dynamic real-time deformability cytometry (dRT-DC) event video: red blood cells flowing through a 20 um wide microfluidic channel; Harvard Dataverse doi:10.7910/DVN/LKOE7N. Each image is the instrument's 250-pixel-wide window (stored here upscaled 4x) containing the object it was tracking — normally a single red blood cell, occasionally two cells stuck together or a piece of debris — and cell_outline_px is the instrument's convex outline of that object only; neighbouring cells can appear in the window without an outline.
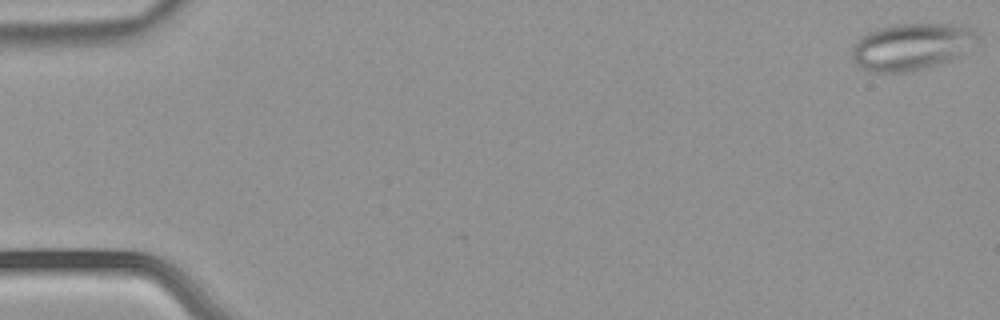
{"species": "common noctule bat (a hibernating species)", "species_latin": "Nyctalus noctula", "temperature_condition": "warm", "stored_images_in_passage": 53, "camera_frame_rate_fps": 3000, "um_per_image_px": 0.085, "animal": {"sex": "male", "body_mass_g": 21.5, "forearm_length_mm": 52.0}, "frame": {"image": 1, "passage_image": 1, "time_ms": 0.0, "image_size_px": [1000, 320], "cell_outline_px": [[976, 36], [960, 56], [912, 72], [868, 72], [860, 68], [856, 64], [852, 56], [852, 48], [860, 36], [876, 28], [892, 24], [960, 24], [976, 28]], "centroid_in_image_um": [77.41, 3.95], "position_along_channel_um": 7.6, "area_um2": 34.16}}
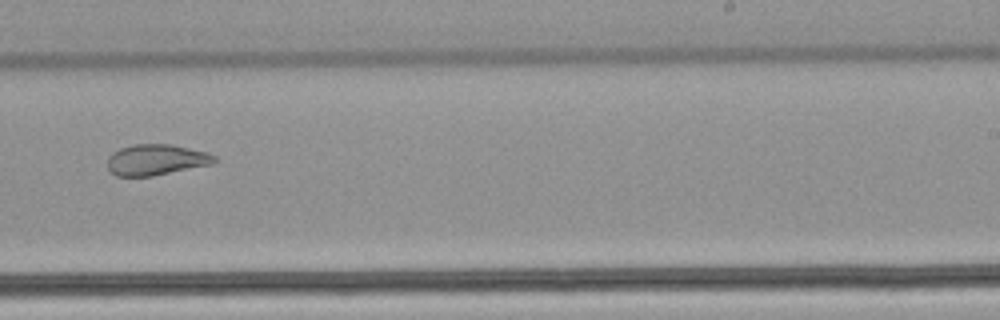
{"frame": {"image": 2, "passage_image": 34, "time_ms": 11.0, "image_size_px": [1000, 320], "cell_outline_px": [[220, 160], [212, 164], [152, 176], [116, 176], [108, 168], [108, 156], [112, 152], [120, 148], [132, 144], [172, 144], [208, 152], [216, 156]], "centroid_in_image_um": [13.3, 13.57], "position_along_channel_um": 275.7, "area_um2": 19.42}}
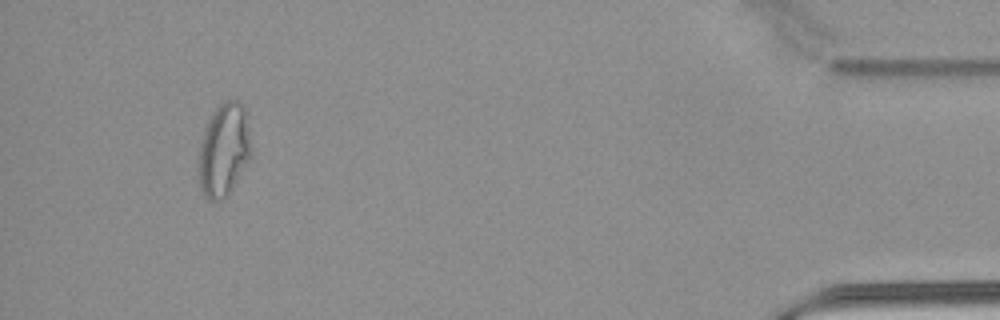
{"frame": {"image": 3, "passage_image": 50, "time_ms": 16.333, "image_size_px": [1000, 320], "cell_outline_px": [[252, 156], [228, 196], [220, 200], [208, 200], [204, 196], [200, 188], [196, 176], [196, 160], [200, 140], [204, 128], [212, 112], [224, 100], [240, 100], [244, 108], [252, 148]], "centroid_in_image_um": [18.98, 12.78], "position_along_channel_um": 416.2, "area_um2": 29.54}, "authors_computed_cell_mechanics": {"area_um2": 25.5476, "velocity_mm_per_s": 3.8798, "shape_relaxation_time_tau1_ms": null, "shape_relaxation_time_tau2_ms": 2.1066, "deformation_change_tau1": null, "deformation_change_tau2": 0.0964}}